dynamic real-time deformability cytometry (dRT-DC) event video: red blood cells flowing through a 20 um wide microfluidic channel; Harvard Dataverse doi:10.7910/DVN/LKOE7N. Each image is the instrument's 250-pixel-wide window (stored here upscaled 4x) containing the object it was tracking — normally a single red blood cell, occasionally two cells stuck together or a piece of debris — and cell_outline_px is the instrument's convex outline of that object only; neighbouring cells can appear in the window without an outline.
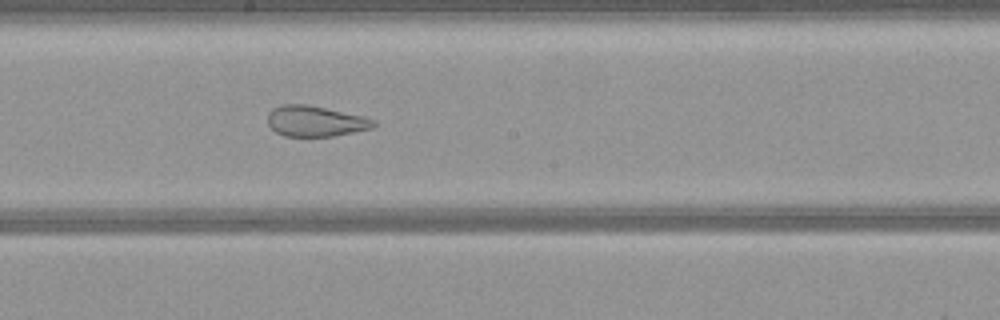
{"species": "common noctule bat (a hibernating species)", "species_latin": "Nyctalus noctula", "temperature_condition": "warm", "stored_images_in_passage": 51, "camera_frame_rate_fps": 3000, "um_per_image_px": 0.085, "animal": {"sex": "female", "body_mass_g": 21.9}, "frame": {"image": 1, "passage_image": 27, "time_ms": 8.667, "image_size_px": [1000, 320], "cell_outline_px": [[376, 124], [372, 128], [332, 136], [284, 136], [276, 132], [268, 124], [268, 112], [272, 108], [280, 104], [308, 104], [364, 116], [376, 120]], "centroid_in_image_um": [26.79, 10.28], "position_along_channel_um": 221.4, "area_um2": 19.02}}
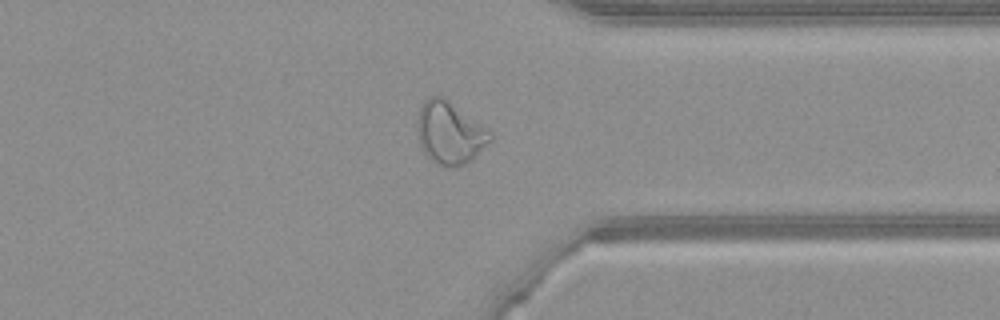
{"frame": {"image": 2, "passage_image": 39, "time_ms": 12.667, "image_size_px": [1000, 320], "cell_outline_px": [[492, 140], [464, 164], [436, 164], [424, 152], [420, 144], [416, 128], [416, 124], [420, 108], [424, 100], [428, 96], [444, 96], [492, 132]], "centroid_in_image_um": [38.2, 11.22], "position_along_channel_um": 373.2, "area_um2": 26.01}}
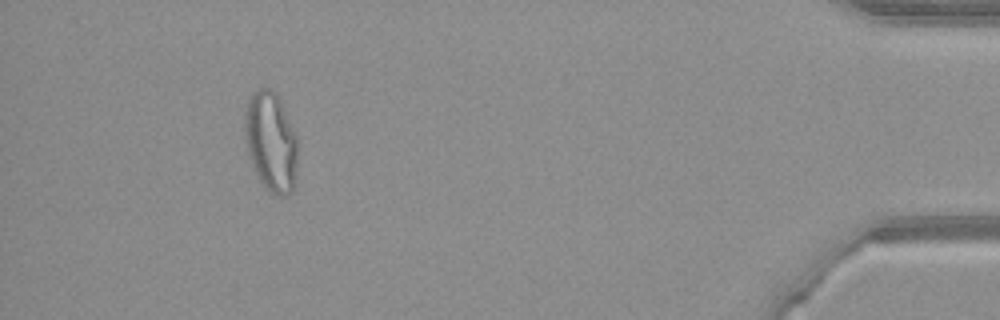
{"frame": {"image": 3, "passage_image": 47, "time_ms": 15.333, "image_size_px": [1000, 320], "cell_outline_px": [[300, 140], [296, 184], [292, 192], [288, 196], [280, 196], [268, 192], [260, 180], [248, 156], [244, 136], [244, 112], [248, 96], [256, 88], [268, 88], [276, 92]], "centroid_in_image_um": [23.06, 12.06], "position_along_channel_um": 412.1, "area_um2": 32.14}}